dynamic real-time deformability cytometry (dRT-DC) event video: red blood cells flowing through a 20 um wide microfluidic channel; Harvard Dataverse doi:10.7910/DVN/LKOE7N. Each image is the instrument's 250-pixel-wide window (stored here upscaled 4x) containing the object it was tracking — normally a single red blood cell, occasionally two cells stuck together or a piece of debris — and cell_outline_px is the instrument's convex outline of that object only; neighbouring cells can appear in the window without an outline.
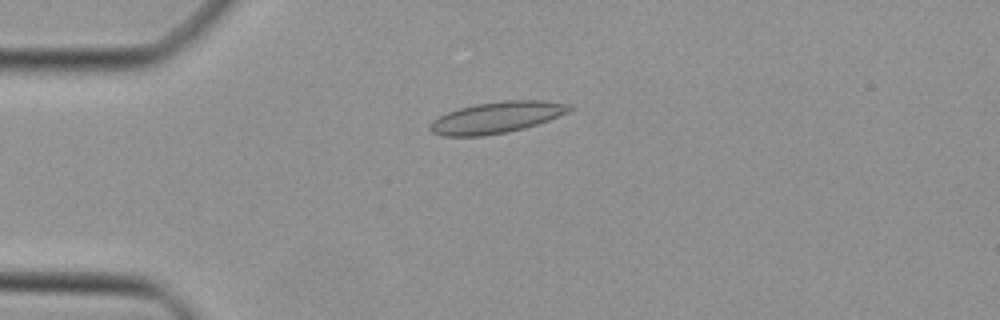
{"species": "Egyptian fruit bat (a non-hibernating species)", "species_latin": "Rousettus aegyptiacus", "temperature_condition": "cold", "stored_images_in_passage": 47, "camera_frame_rate_fps": 3000, "um_per_image_px": 0.085, "animal": {"sex": "female"}, "frame": {"image": 1, "passage_image": 12, "time_ms": 3.667, "image_size_px": [1000, 320], "cell_outline_px": [[576, 108], [568, 112], [548, 120], [524, 128], [508, 132], [484, 136], [444, 136], [432, 132], [428, 128], [428, 124], [432, 120], [448, 112], [460, 108], [476, 104], [504, 100], [544, 100], [572, 104]], "centroid_in_image_um": [42.24, 9.98], "position_along_channel_um": 42.8, "area_um2": 25.61}}
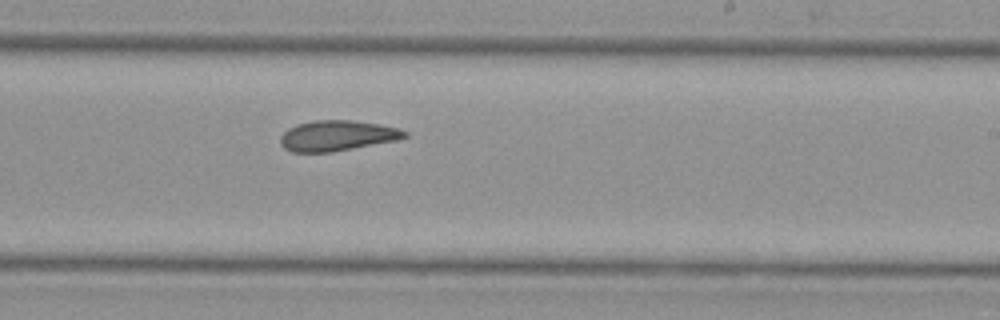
{"frame": {"image": 2, "passage_image": 29, "time_ms": 9.333, "image_size_px": [1000, 320], "cell_outline_px": [[408, 136], [396, 140], [332, 152], [292, 152], [284, 148], [280, 144], [280, 136], [288, 128], [296, 124], [316, 120], [352, 120], [380, 124], [400, 128], [408, 132]], "centroid_in_image_um": [28.65, 11.52], "position_along_channel_um": 260.3, "area_um2": 22.14}}
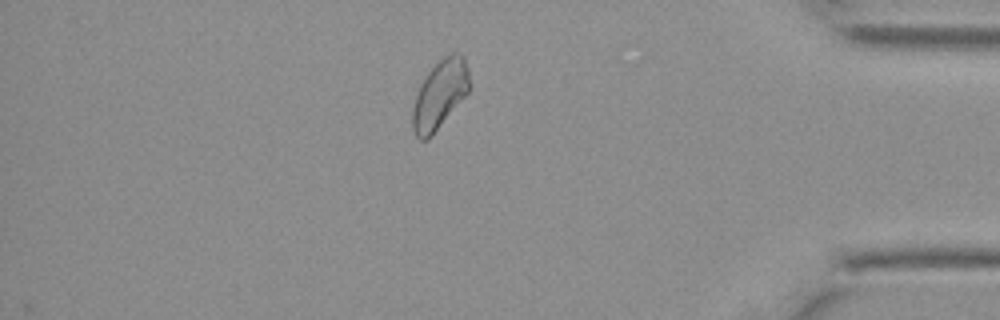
{"frame": {"image": 3, "passage_image": 41, "time_ms": 13.333, "image_size_px": [1000, 320], "cell_outline_px": [[468, 92], [432, 136], [428, 140], [420, 140], [416, 136], [412, 128], [412, 108], [420, 84], [428, 72], [444, 56], [452, 52], [460, 52], [464, 56], [468, 68]], "centroid_in_image_um": [37.37, 8.04], "position_along_channel_um": 397.8, "area_um2": 22.6}}